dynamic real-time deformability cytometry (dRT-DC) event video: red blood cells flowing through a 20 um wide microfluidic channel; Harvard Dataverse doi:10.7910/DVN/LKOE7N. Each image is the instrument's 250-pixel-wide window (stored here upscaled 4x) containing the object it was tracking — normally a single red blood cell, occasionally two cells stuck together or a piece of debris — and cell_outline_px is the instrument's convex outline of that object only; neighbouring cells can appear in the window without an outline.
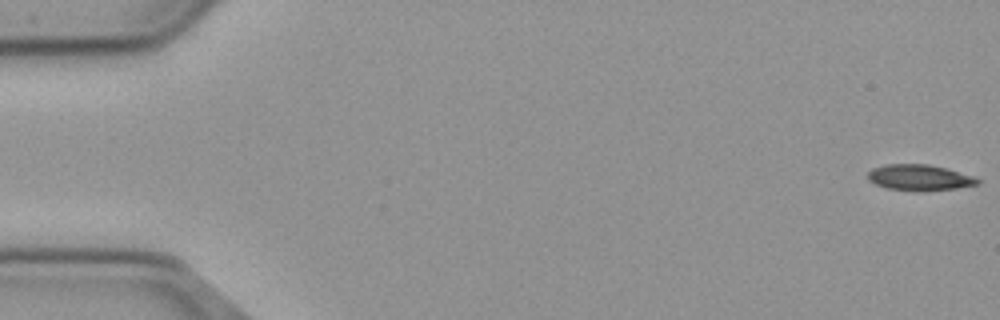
{"species": "common noctule bat (a hibernating species)", "species_latin": "Nyctalus noctula", "temperature_condition": "cold", "stored_images_in_passage": 11, "camera_frame_rate_fps": 3000, "um_per_image_px": 0.085, "animal": {"sex": "male", "body_mass_g": 23.1, "forearm_length_mm": 52.7}, "frame": {"image": 1, "passage_image": 1, "time_ms": 0.0, "image_size_px": [1000, 320], "cell_outline_px": [[980, 184], [956, 188], [916, 192], [888, 188], [876, 184], [868, 180], [868, 172], [872, 168], [888, 164], [928, 164], [948, 168], [972, 176], [980, 180]], "centroid_in_image_um": [78.16, 15.09], "position_along_channel_um": 6.8, "area_um2": 16.65}}